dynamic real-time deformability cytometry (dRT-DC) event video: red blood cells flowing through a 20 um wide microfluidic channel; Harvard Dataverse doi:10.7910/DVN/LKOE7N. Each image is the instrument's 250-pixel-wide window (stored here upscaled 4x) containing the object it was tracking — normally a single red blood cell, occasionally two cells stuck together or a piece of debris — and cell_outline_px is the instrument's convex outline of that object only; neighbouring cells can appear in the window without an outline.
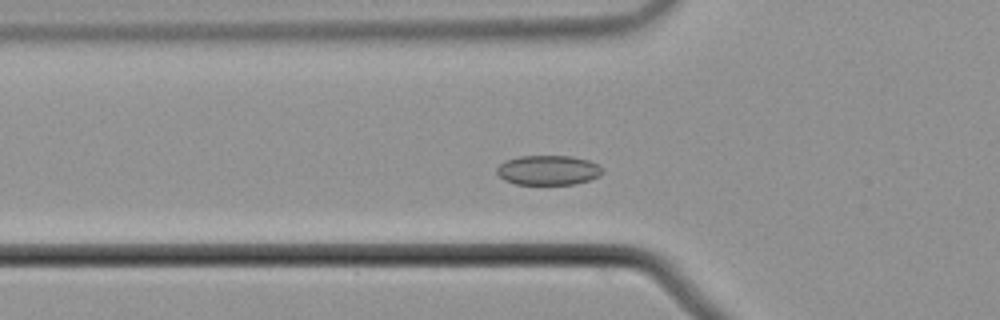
{"species": "common noctule bat (a hibernating species)", "species_latin": "Nyctalus noctula", "temperature_condition": "cold", "stored_images_in_passage": 55, "camera_frame_rate_fps": 3000, "um_per_image_px": 0.085, "animal": {"sex": "male", "body_mass_g": 21.5, "forearm_length_mm": 52.0}, "frame": {"image": 1, "passage_image": 17, "time_ms": 5.333, "image_size_px": [1000, 320], "cell_outline_px": [[604, 172], [600, 176], [576, 184], [516, 184], [504, 180], [496, 172], [496, 168], [504, 160], [520, 156], [572, 156], [588, 160], [600, 164], [604, 168]], "centroid_in_image_um": [46.63, 14.46], "position_along_channel_um": 79.2, "area_um2": 18.5}}
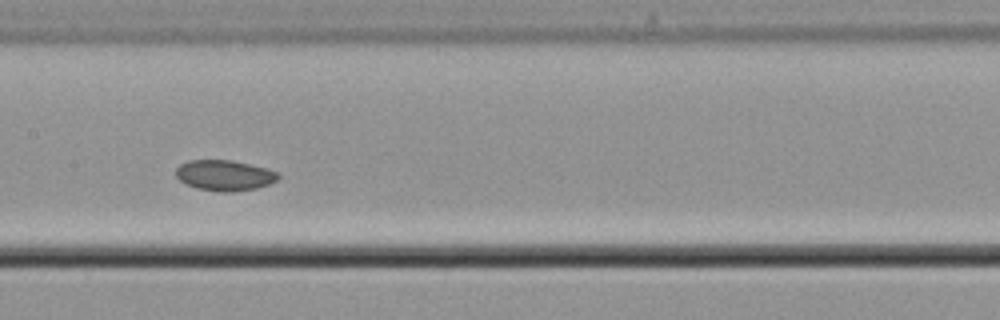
{"frame": {"image": 2, "passage_image": 26, "time_ms": 8.333, "image_size_px": [1000, 320], "cell_outline_px": [[280, 176], [276, 180], [268, 184], [256, 188], [232, 192], [220, 192], [196, 188], [184, 184], [176, 176], [176, 168], [180, 164], [188, 160], [232, 160], [268, 168], [276, 172]], "centroid_in_image_um": [19.06, 14.9], "position_along_channel_um": 188.3, "area_um2": 18.32}}
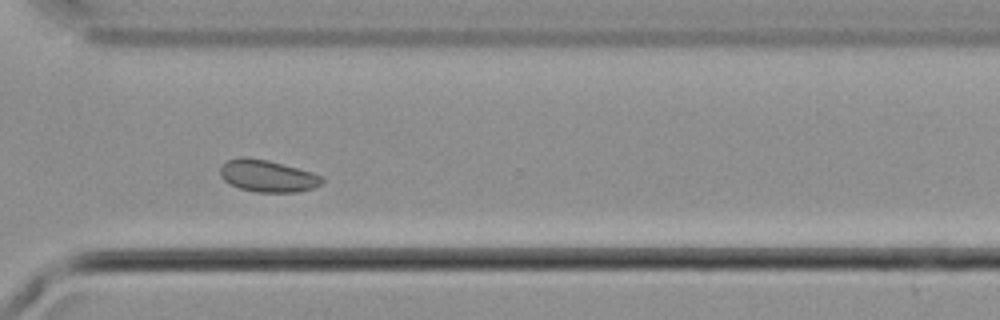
{"frame": {"image": 3, "passage_image": 39, "time_ms": 12.667, "image_size_px": [1000, 320], "cell_outline_px": [[324, 180], [320, 184], [312, 188], [296, 192], [256, 192], [240, 188], [224, 180], [220, 176], [220, 168], [228, 160], [240, 156], [244, 156], [268, 160], [312, 172], [324, 176]], "centroid_in_image_um": [22.75, 14.95], "position_along_channel_um": 347.9, "area_um2": 18.9}, "authors_computed_cell_mechanics": {"area_um2": 19.074, "velocity_mm_per_s": 3.6626, "shape_relaxation_time_tau1_ms": null, "shape_relaxation_time_tau2_ms": 3.1951, "deformation_change_tau1": null, "deformation_change_tau2": 0.0387}}